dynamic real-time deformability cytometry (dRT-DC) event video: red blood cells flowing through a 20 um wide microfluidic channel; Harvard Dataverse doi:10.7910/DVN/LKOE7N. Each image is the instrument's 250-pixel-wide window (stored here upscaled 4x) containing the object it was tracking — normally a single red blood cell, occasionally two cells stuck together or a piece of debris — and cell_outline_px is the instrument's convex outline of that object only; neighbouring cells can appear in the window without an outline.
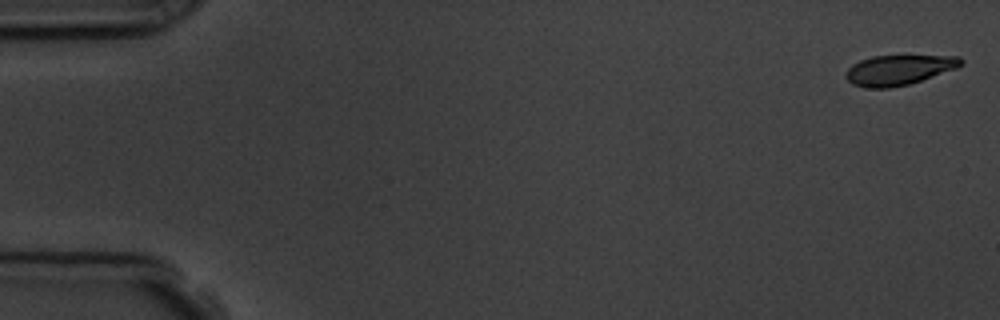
{"species": "common noctule bat (a hibernating species)", "species_latin": "Nyctalus noctula", "temperature_condition": "room temperature", "stored_images_in_passage": 4, "camera_frame_rate_fps": 3000, "um_per_image_px": 0.085, "animal": {"sex": "male", "body_mass_g": 19.5, "forearm_length_mm": 54.6}, "frame": {"image": 1, "passage_image": 1, "time_ms": 0.0, "image_size_px": [1000, 320], "cell_outline_px": [[964, 64], [956, 68], [908, 84], [888, 88], [864, 88], [852, 84], [844, 76], [848, 68], [852, 64], [860, 60], [872, 56], [960, 56], [964, 60]], "centroid_in_image_um": [76.37, 5.94], "position_along_channel_um": 8.6, "area_um2": 20.06}}